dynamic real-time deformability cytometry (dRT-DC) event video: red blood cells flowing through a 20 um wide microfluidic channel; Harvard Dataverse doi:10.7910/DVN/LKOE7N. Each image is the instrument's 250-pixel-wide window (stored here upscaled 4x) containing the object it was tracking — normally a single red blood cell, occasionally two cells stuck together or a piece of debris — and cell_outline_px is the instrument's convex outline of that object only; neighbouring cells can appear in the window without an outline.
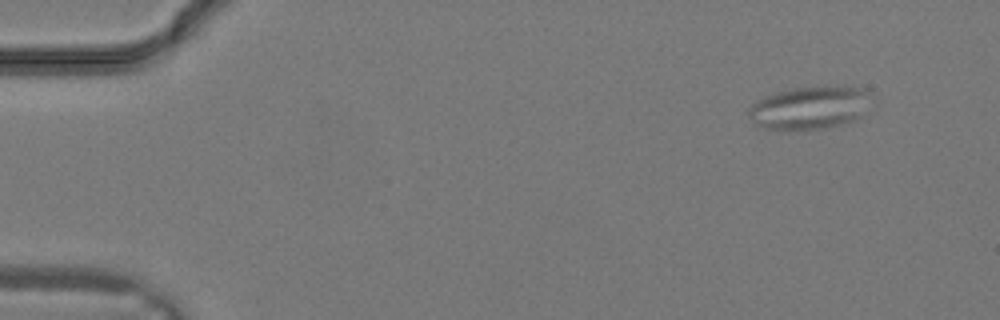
{"species": "common noctule bat (a hibernating species)", "species_latin": "Nyctalus noctula", "temperature_condition": "warm", "stored_images_in_passage": 32, "segment_of_instrument_passage": [1, 2], "camera_frame_rate_fps": 3000, "um_per_image_px": 0.085, "animal": {"sex": "male", "body_mass_g": 19.2, "forearm_length_mm": 51.8}, "frame": {"image": 1, "passage_image": 3, "time_ms": 0.667, "image_size_px": [1000, 320], "cell_outline_px": [[864, 92], [860, 116], [856, 120], [824, 128], [788, 132], [764, 128], [756, 124], [748, 116], [748, 108], [752, 104], [764, 96], [776, 92], [792, 88], [832, 84], [844, 84], [864, 88]], "centroid_in_image_um": [68.69, 9.15], "position_along_channel_um": 16.3, "area_um2": 30.81}}
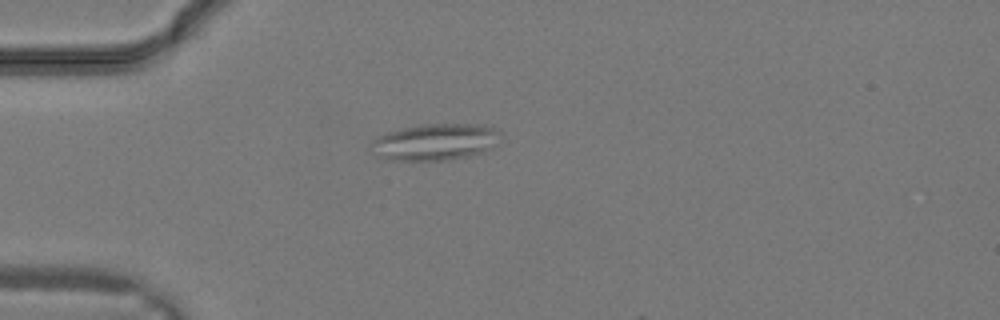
{"frame": {"image": 2, "passage_image": 9, "time_ms": 2.667, "image_size_px": [1000, 320], "cell_outline_px": [[504, 136], [492, 148], [468, 156], [448, 160], [384, 160], [376, 156], [372, 140], [376, 136], [388, 132], [420, 124], [484, 124], [496, 128]], "centroid_in_image_um": [37.05, 12.06], "position_along_channel_um": 48.0, "area_um2": 27.8}}